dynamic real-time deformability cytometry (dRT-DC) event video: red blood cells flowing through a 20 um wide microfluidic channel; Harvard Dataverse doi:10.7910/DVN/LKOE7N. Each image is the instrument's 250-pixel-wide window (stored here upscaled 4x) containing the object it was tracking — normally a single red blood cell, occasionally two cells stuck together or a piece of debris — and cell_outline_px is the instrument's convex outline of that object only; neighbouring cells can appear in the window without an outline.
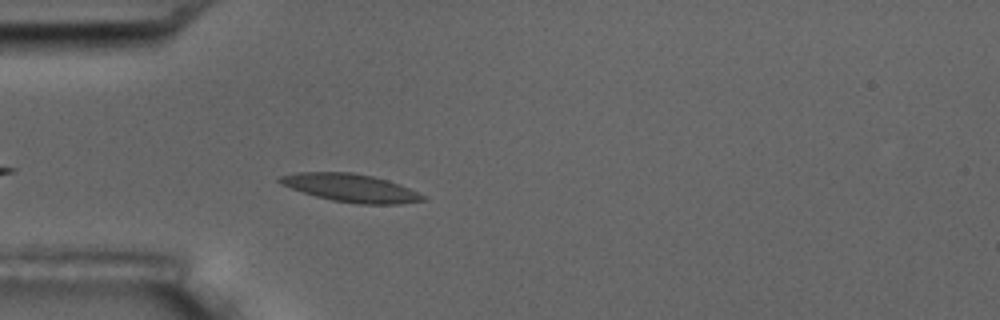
{"species": "common noctule bat (a hibernating species)", "species_latin": "Nyctalus noctula", "temperature_condition": "room temperature", "stored_images_in_passage": 1, "camera_frame_rate_fps": 3000, "um_per_image_px": 0.085, "animal": {"sex": "male", "body_mass_g": 17.5, "forearm_length_mm": 52.3}, "frame": {"image": 1, "passage_image": 1, "time_ms": 0.0, "image_size_px": [1000, 320], "cell_outline_px": [[428, 200], [400, 204], [360, 204], [332, 200], [316, 196], [280, 184], [276, 180], [280, 176], [296, 172], [352, 172], [372, 176], [388, 180], [400, 184], [428, 196]], "centroid_in_image_um": [29.87, 15.97], "position_along_channel_um": 55.1, "area_um2": 23.47}}